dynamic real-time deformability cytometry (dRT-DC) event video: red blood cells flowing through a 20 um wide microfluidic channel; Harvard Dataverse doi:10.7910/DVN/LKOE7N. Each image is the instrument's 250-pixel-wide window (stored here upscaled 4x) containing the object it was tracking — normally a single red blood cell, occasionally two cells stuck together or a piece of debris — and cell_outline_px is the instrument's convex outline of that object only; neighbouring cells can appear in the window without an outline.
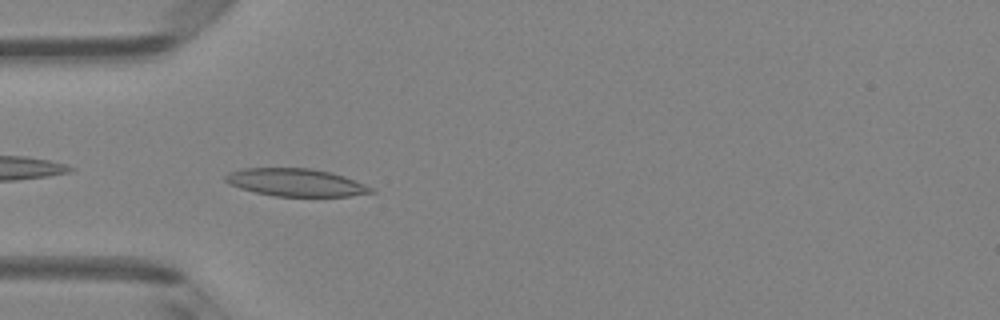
{"species": "Egyptian fruit bat (a non-hibernating species)", "species_latin": "Rousettus aegyptiacus", "temperature_condition": "room temperature", "stored_images_in_passage": 35, "camera_frame_rate_fps": 3000, "um_per_image_px": 0.085, "animal": {"sex": "female"}, "frame": {"image": 1, "passage_image": 1, "time_ms": 0.0, "image_size_px": [1000, 320], "cell_outline_px": [[376, 192], [352, 196], [276, 196], [256, 192], [240, 188], [224, 180], [224, 176], [228, 172], [244, 168], [312, 168], [332, 172], [344, 176], [364, 184], [372, 188]], "centroid_in_image_um": [25.16, 15.5], "position_along_channel_um": 59.8, "area_um2": 23.41}}
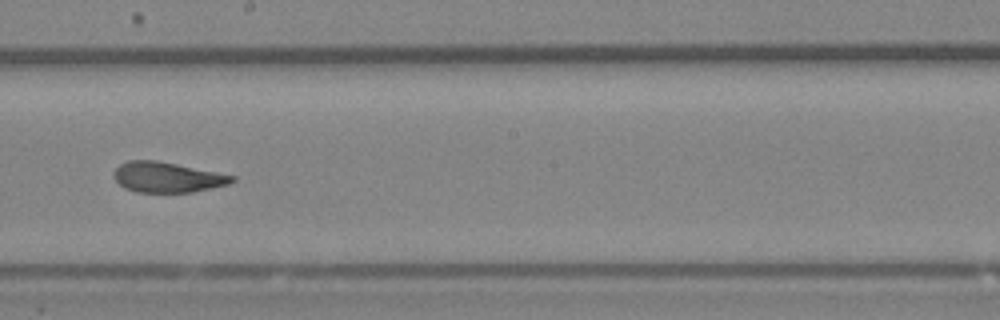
{"frame": {"image": 2, "passage_image": 14, "time_ms": 4.333, "image_size_px": [1000, 320], "cell_outline_px": [[236, 180], [228, 184], [192, 192], [136, 192], [124, 188], [112, 176], [116, 168], [120, 164], [128, 160], [156, 160], [236, 176]], "centroid_in_image_um": [14.19, 15.06], "position_along_channel_um": 234.0, "area_um2": 20.75}}
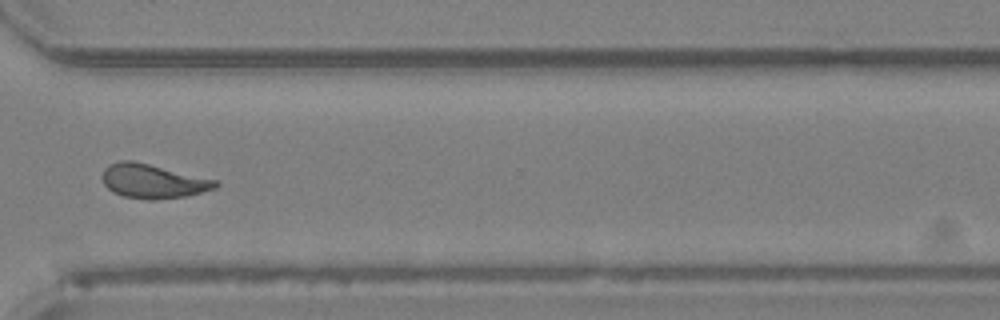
{"frame": {"image": 3, "passage_image": 23, "time_ms": 7.333, "image_size_px": [1000, 320], "cell_outline_px": [[220, 184], [216, 188], [188, 196], [152, 200], [124, 196], [112, 192], [104, 184], [104, 168], [108, 164], [120, 160], [132, 160], [216, 180]], "centroid_in_image_um": [13.0, 15.4], "position_along_channel_um": 357.6, "area_um2": 22.31}, "authors_computed_cell_mechanics": {"area_um2": 21.7906, "velocity_mm_per_s": 4.096, "shape_relaxation_time_tau1_ms": 5.3459, "shape_relaxation_time_tau2_ms": 1.5081, "deformation_change_tau1": 0.1626, "deformation_change_tau2": 0.0791}}